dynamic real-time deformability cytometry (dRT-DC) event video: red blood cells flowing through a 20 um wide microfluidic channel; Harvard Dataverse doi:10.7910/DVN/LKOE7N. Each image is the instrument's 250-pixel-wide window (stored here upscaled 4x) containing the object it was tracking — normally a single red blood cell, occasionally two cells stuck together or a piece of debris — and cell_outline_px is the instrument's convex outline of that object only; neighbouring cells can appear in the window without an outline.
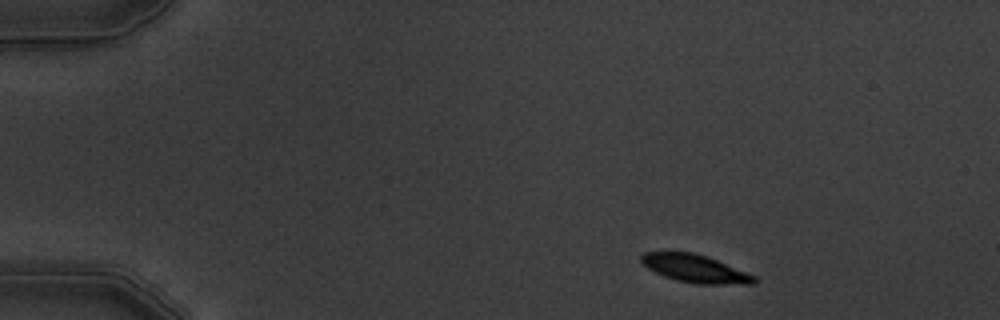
{"species": "common noctule bat (a hibernating species)", "species_latin": "Nyctalus noctula", "temperature_condition": "warm", "stored_images_in_passage": 4, "camera_frame_rate_fps": 3000, "um_per_image_px": 0.085, "animal": {"sex": "male", "body_mass_g": 19.5, "forearm_length_mm": 54.6}, "frame": {"image": 1, "passage_image": 1, "time_ms": 0.0, "image_size_px": [1000, 320], "cell_outline_px": [[756, 284], [696, 284], [676, 280], [664, 276], [648, 268], [640, 260], [640, 256], [644, 252], [692, 252], [708, 256], [756, 276]], "centroid_in_image_um": [59.1, 22.83], "position_along_channel_um": 25.9, "area_um2": 18.32}}
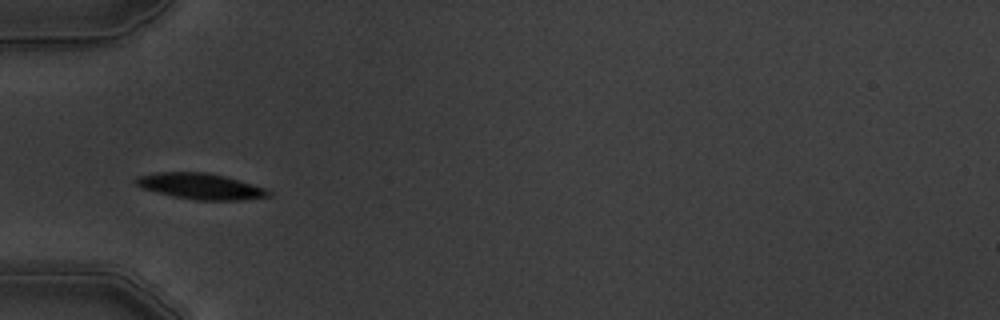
{"frame": {"image": 2, "passage_image": 4, "time_ms": 3.333, "image_size_px": [1000, 320], "cell_outline_px": [[272, 196], [240, 200], [196, 200], [172, 196], [144, 188], [136, 184], [132, 180], [136, 176], [156, 172], [208, 172], [224, 176], [252, 184], [264, 188], [272, 192]], "centroid_in_image_um": [17.03, 15.83], "position_along_channel_um": 68.0, "area_um2": 20.0}}